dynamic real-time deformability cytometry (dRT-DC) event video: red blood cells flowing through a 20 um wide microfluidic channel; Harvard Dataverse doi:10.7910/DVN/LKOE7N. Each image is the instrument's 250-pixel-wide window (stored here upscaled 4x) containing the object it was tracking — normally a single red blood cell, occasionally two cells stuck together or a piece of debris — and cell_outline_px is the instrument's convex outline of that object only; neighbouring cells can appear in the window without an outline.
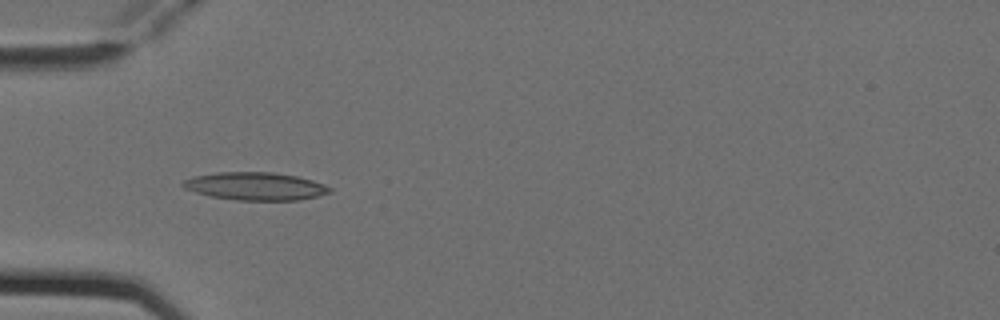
{"species": "Egyptian fruit bat (a non-hibernating species)", "species_latin": "Rousettus aegyptiacus", "temperature_condition": "cold", "stored_images_in_passage": 6, "camera_frame_rate_fps": 3000, "um_per_image_px": 0.085, "animal": {"sex": "female"}, "frame": {"image": 1, "passage_image": 5, "time_ms": 1.333, "image_size_px": [1000, 320], "cell_outline_px": [[332, 192], [300, 200], [236, 200], [212, 196], [196, 192], [184, 188], [180, 184], [184, 180], [196, 176], [216, 172], [272, 172], [296, 176], [312, 180], [324, 184], [332, 188]], "centroid_in_image_um": [21.73, 15.83], "position_along_channel_um": 63.3, "area_um2": 23.7}}
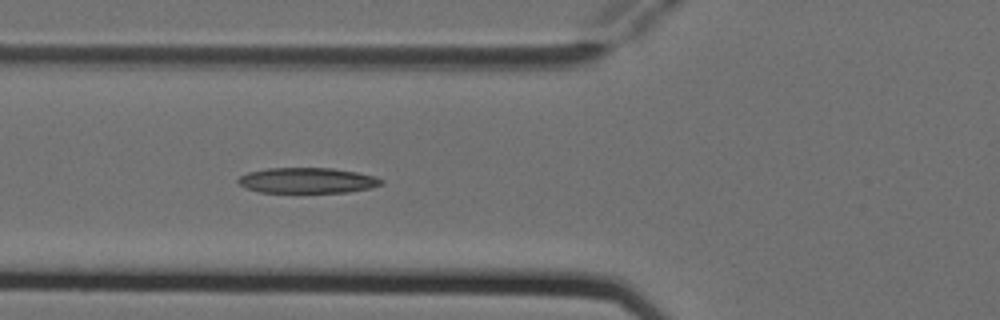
{"frame": {"image": 2, "passage_image": 6, "time_ms": 1.667, "image_size_px": [1000, 320], "cell_outline_px": [[384, 184], [372, 188], [348, 192], [260, 192], [248, 188], [240, 184], [236, 180], [240, 176], [248, 172], [268, 168], [332, 168], [356, 172], [376, 176], [384, 180]], "centroid_in_image_um": [26.17, 15.33], "position_along_channel_um": 99.6, "area_um2": 21.27}}